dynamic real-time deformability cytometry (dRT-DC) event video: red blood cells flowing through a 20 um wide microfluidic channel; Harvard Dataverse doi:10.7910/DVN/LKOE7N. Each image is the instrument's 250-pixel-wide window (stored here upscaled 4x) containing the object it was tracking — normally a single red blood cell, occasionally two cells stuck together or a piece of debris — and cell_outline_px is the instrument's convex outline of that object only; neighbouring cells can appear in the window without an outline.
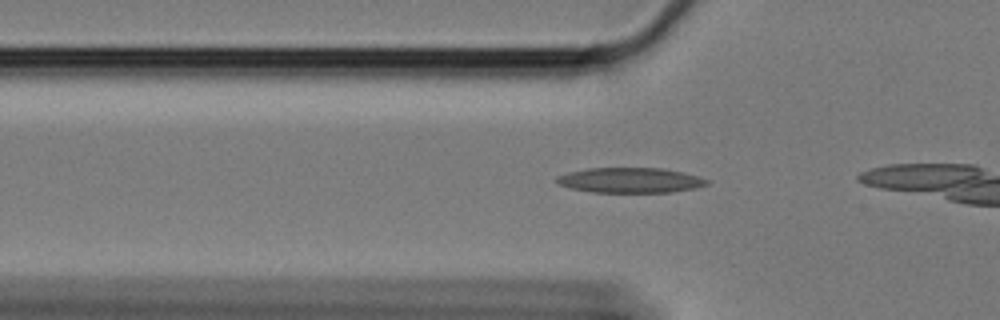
{"species": "Egyptian fruit bat (a non-hibernating species)", "species_latin": "Rousettus aegyptiacus", "temperature_condition": "cold", "stored_images_in_passage": 6, "camera_frame_rate_fps": 3000, "um_per_image_px": 0.085, "animal": {"sex": "female"}, "frame": {"image": 1, "passage_image": 3, "time_ms": 0.667, "image_size_px": [1000, 320], "cell_outline_px": [[712, 180], [708, 184], [696, 188], [672, 192], [592, 192], [572, 188], [556, 184], [556, 176], [568, 172], [588, 168], [660, 168], [680, 172]], "centroid_in_image_um": [53.55, 15.32], "position_along_channel_um": 72.2, "area_um2": 21.96}}